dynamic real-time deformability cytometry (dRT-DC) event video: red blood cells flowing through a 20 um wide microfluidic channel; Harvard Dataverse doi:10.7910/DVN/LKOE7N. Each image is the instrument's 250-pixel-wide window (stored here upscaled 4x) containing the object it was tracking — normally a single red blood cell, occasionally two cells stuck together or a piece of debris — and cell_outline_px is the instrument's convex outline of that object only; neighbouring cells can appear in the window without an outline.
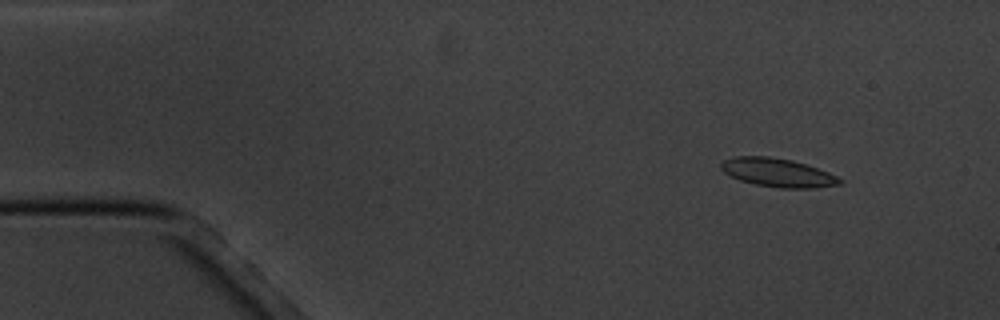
{"species": "common noctule bat (a hibernating species)", "species_latin": "Nyctalus noctula", "temperature_condition": "cold", "stored_images_in_passage": 4, "camera_frame_rate_fps": 3000, "um_per_image_px": 0.085, "animal": {"sex": "male", "body_mass_g": 20.1, "forearm_length_mm": 53.5}, "frame": {"image": 1, "passage_image": 2, "time_ms": 1.0, "image_size_px": [1000, 320], "cell_outline_px": [[844, 180], [840, 184], [816, 188], [780, 188], [756, 184], [740, 180], [724, 172], [720, 168], [720, 164], [724, 160], [736, 156], [768, 156], [792, 160], [828, 172]], "centroid_in_image_um": [66.1, 14.67], "position_along_channel_um": 18.9, "area_um2": 19.59}}
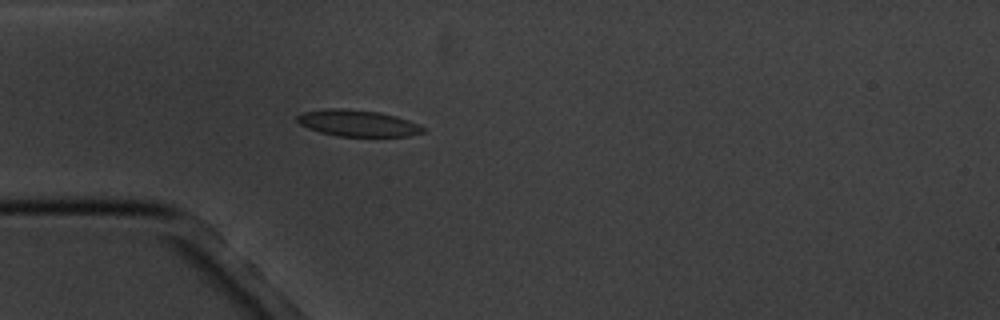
{"frame": {"image": 2, "passage_image": 4, "time_ms": 4.333, "image_size_px": [1000, 320], "cell_outline_px": [[424, 132], [408, 136], [340, 136], [320, 132], [308, 128], [300, 124], [296, 120], [296, 116], [300, 112], [328, 108], [340, 108], [380, 112], [396, 116], [408, 120], [424, 128]], "centroid_in_image_um": [30.35, 10.46], "position_along_channel_um": 54.6, "area_um2": 19.31}}